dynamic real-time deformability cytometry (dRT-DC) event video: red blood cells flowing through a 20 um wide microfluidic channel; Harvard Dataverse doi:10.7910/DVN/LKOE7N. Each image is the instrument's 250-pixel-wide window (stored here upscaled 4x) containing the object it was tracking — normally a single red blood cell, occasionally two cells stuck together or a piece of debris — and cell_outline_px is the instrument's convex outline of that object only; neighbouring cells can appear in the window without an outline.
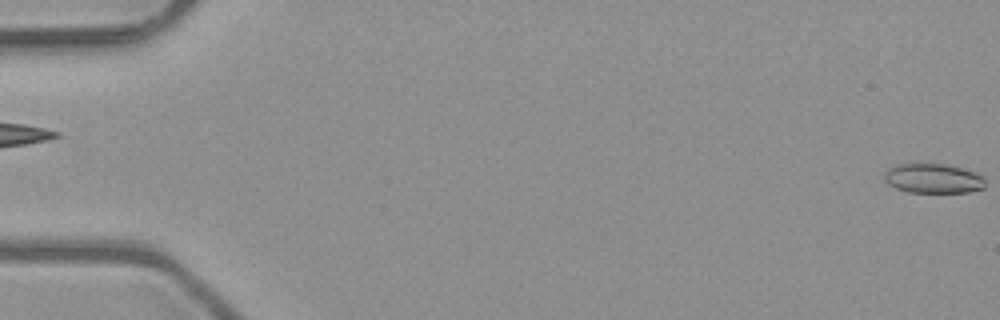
{"species": "common noctule bat (a hibernating species)", "species_latin": "Nyctalus noctula", "temperature_condition": "room temperature", "stored_images_in_passage": 2, "segment_of_instrument_passage": [2, 2], "camera_frame_rate_fps": 3000, "um_per_image_px": 0.085, "animal": {"sex": "male", "body_mass_g": 23.1, "forearm_length_mm": 52.7}, "frame": {"image": 1, "passage_image": 2, "time_ms": 0.333, "image_size_px": [1000, 320], "cell_outline_px": [[984, 188], [968, 192], [908, 192], [896, 188], [888, 184], [884, 180], [884, 172], [888, 168], [896, 164], [948, 164], [984, 176]], "centroid_in_image_um": [79.28, 15.17], "position_along_channel_um": 5.7, "area_um2": 17.34}}